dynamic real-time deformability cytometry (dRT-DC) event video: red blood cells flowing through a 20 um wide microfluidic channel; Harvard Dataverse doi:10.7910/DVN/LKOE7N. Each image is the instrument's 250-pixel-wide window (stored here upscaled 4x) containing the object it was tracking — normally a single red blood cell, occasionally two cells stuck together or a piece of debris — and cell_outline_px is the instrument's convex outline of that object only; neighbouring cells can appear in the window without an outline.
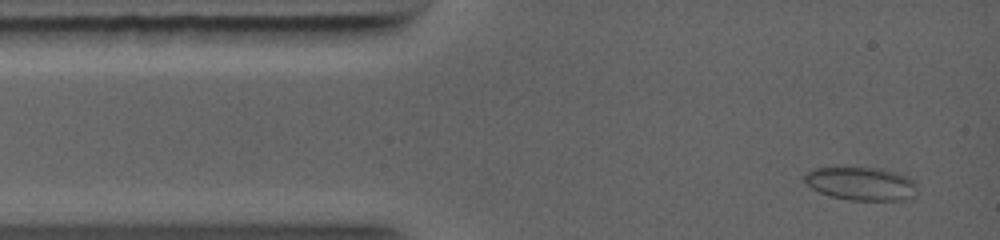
{"species": "common noctule bat (a hibernating species)", "species_latin": "Nyctalus noctula", "temperature_condition": "warm", "stored_images_in_passage": 8, "camera_frame_rate_fps": 5000, "um_per_image_px": 0.085, "animal": {"sex": "female", "body_mass_g": 19.0, "forearm_length_mm": 56.7}, "frame": {"image": 1, "passage_image": 2, "time_ms": 0.4, "image_size_px": [1000, 240], "cell_outline_px": [[916, 196], [908, 200], [848, 200], [828, 196], [812, 188], [804, 180], [804, 172], [812, 168], [848, 164], [876, 168], [896, 172], [908, 176], [916, 184]], "centroid_in_image_um": [73.15, 15.56], "position_along_channel_um": 11.9, "area_um2": 22.95}}
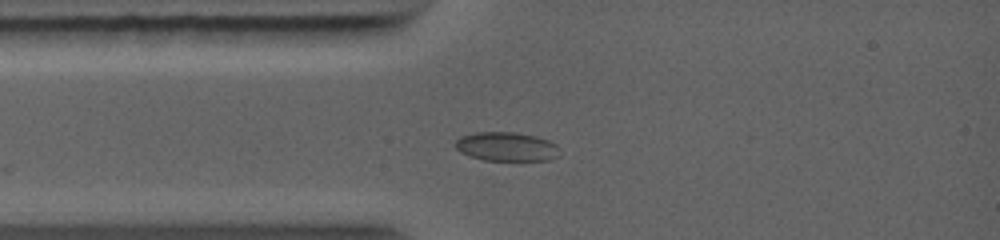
{"frame": {"image": 2, "passage_image": 6, "time_ms": 2.2, "image_size_px": [1000, 240], "cell_outline_px": [[560, 156], [548, 160], [484, 160], [468, 156], [460, 152], [456, 148], [456, 140], [460, 136], [476, 132], [516, 132], [536, 136], [548, 140], [556, 144], [560, 148]], "centroid_in_image_um": [43.08, 12.46], "position_along_channel_um": 41.9, "area_um2": 17.8}}
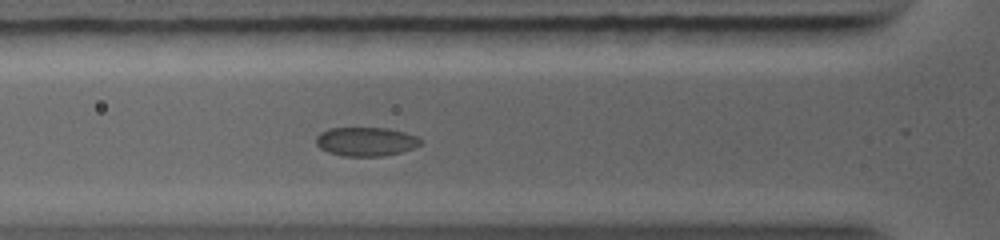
{"frame": {"image": 3, "passage_image": 8, "time_ms": 3.4, "image_size_px": [1000, 240], "cell_outline_px": [[420, 144], [412, 148], [400, 152], [380, 156], [344, 156], [328, 152], [320, 148], [316, 144], [316, 136], [320, 132], [328, 128], [388, 128], [404, 132], [416, 136], [420, 140]], "centroid_in_image_um": [31.05, 12.02], "position_along_channel_um": 94.8, "area_um2": 17.46}}